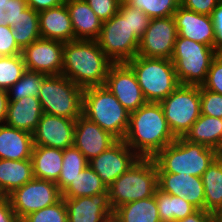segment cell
I'll return each mask as SVG.
<instances>
[{
	"instance_id": "cell-1",
	"label": "cell",
	"mask_w": 222,
	"mask_h": 222,
	"mask_svg": "<svg viewBox=\"0 0 222 222\" xmlns=\"http://www.w3.org/2000/svg\"><path fill=\"white\" fill-rule=\"evenodd\" d=\"M176 139L160 103L147 102L129 114V125L123 140L139 157L153 158Z\"/></svg>"
},
{
	"instance_id": "cell-2",
	"label": "cell",
	"mask_w": 222,
	"mask_h": 222,
	"mask_svg": "<svg viewBox=\"0 0 222 222\" xmlns=\"http://www.w3.org/2000/svg\"><path fill=\"white\" fill-rule=\"evenodd\" d=\"M112 64L96 40L64 43L61 74L83 89L104 85Z\"/></svg>"
},
{
	"instance_id": "cell-3",
	"label": "cell",
	"mask_w": 222,
	"mask_h": 222,
	"mask_svg": "<svg viewBox=\"0 0 222 222\" xmlns=\"http://www.w3.org/2000/svg\"><path fill=\"white\" fill-rule=\"evenodd\" d=\"M220 153L202 144L178 137L154 157L157 173H174L201 177Z\"/></svg>"
},
{
	"instance_id": "cell-4",
	"label": "cell",
	"mask_w": 222,
	"mask_h": 222,
	"mask_svg": "<svg viewBox=\"0 0 222 222\" xmlns=\"http://www.w3.org/2000/svg\"><path fill=\"white\" fill-rule=\"evenodd\" d=\"M129 114L106 86L84 89L82 115L98 124L117 140H123L125 137Z\"/></svg>"
},
{
	"instance_id": "cell-5",
	"label": "cell",
	"mask_w": 222,
	"mask_h": 222,
	"mask_svg": "<svg viewBox=\"0 0 222 222\" xmlns=\"http://www.w3.org/2000/svg\"><path fill=\"white\" fill-rule=\"evenodd\" d=\"M157 188L158 173L154 159L140 157L107 188L112 210L129 202L152 197Z\"/></svg>"
},
{
	"instance_id": "cell-6",
	"label": "cell",
	"mask_w": 222,
	"mask_h": 222,
	"mask_svg": "<svg viewBox=\"0 0 222 222\" xmlns=\"http://www.w3.org/2000/svg\"><path fill=\"white\" fill-rule=\"evenodd\" d=\"M126 64L135 73L147 102L160 103L180 85L171 59L137 55Z\"/></svg>"
},
{
	"instance_id": "cell-7",
	"label": "cell",
	"mask_w": 222,
	"mask_h": 222,
	"mask_svg": "<svg viewBox=\"0 0 222 222\" xmlns=\"http://www.w3.org/2000/svg\"><path fill=\"white\" fill-rule=\"evenodd\" d=\"M217 54L213 47L177 36L171 61L180 84L201 86Z\"/></svg>"
},
{
	"instance_id": "cell-8",
	"label": "cell",
	"mask_w": 222,
	"mask_h": 222,
	"mask_svg": "<svg viewBox=\"0 0 222 222\" xmlns=\"http://www.w3.org/2000/svg\"><path fill=\"white\" fill-rule=\"evenodd\" d=\"M84 89L70 79L47 75L42 82L38 99L45 114L76 120L82 115Z\"/></svg>"
},
{
	"instance_id": "cell-9",
	"label": "cell",
	"mask_w": 222,
	"mask_h": 222,
	"mask_svg": "<svg viewBox=\"0 0 222 222\" xmlns=\"http://www.w3.org/2000/svg\"><path fill=\"white\" fill-rule=\"evenodd\" d=\"M96 41L113 63H126L137 56L140 39L131 31L130 14L120 5L113 17L102 22Z\"/></svg>"
},
{
	"instance_id": "cell-10",
	"label": "cell",
	"mask_w": 222,
	"mask_h": 222,
	"mask_svg": "<svg viewBox=\"0 0 222 222\" xmlns=\"http://www.w3.org/2000/svg\"><path fill=\"white\" fill-rule=\"evenodd\" d=\"M160 104L173 135L184 137L201 116L200 86L180 84Z\"/></svg>"
},
{
	"instance_id": "cell-11",
	"label": "cell",
	"mask_w": 222,
	"mask_h": 222,
	"mask_svg": "<svg viewBox=\"0 0 222 222\" xmlns=\"http://www.w3.org/2000/svg\"><path fill=\"white\" fill-rule=\"evenodd\" d=\"M7 197L15 214L22 220L32 212L58 202L62 192L55 182L33 178Z\"/></svg>"
},
{
	"instance_id": "cell-12",
	"label": "cell",
	"mask_w": 222,
	"mask_h": 222,
	"mask_svg": "<svg viewBox=\"0 0 222 222\" xmlns=\"http://www.w3.org/2000/svg\"><path fill=\"white\" fill-rule=\"evenodd\" d=\"M178 32L173 16L151 18L140 38L137 55L171 59Z\"/></svg>"
},
{
	"instance_id": "cell-13",
	"label": "cell",
	"mask_w": 222,
	"mask_h": 222,
	"mask_svg": "<svg viewBox=\"0 0 222 222\" xmlns=\"http://www.w3.org/2000/svg\"><path fill=\"white\" fill-rule=\"evenodd\" d=\"M104 86L129 113L147 103L135 73L126 63H113L110 66Z\"/></svg>"
},
{
	"instance_id": "cell-14",
	"label": "cell",
	"mask_w": 222,
	"mask_h": 222,
	"mask_svg": "<svg viewBox=\"0 0 222 222\" xmlns=\"http://www.w3.org/2000/svg\"><path fill=\"white\" fill-rule=\"evenodd\" d=\"M139 158L124 140H117L107 150L89 161V166L97 173L108 188Z\"/></svg>"
},
{
	"instance_id": "cell-15",
	"label": "cell",
	"mask_w": 222,
	"mask_h": 222,
	"mask_svg": "<svg viewBox=\"0 0 222 222\" xmlns=\"http://www.w3.org/2000/svg\"><path fill=\"white\" fill-rule=\"evenodd\" d=\"M63 49V42L40 37L22 50L26 69L45 75L61 74Z\"/></svg>"
},
{
	"instance_id": "cell-16",
	"label": "cell",
	"mask_w": 222,
	"mask_h": 222,
	"mask_svg": "<svg viewBox=\"0 0 222 222\" xmlns=\"http://www.w3.org/2000/svg\"><path fill=\"white\" fill-rule=\"evenodd\" d=\"M75 121L43 113L32 133L34 146L66 149L74 145Z\"/></svg>"
},
{
	"instance_id": "cell-17",
	"label": "cell",
	"mask_w": 222,
	"mask_h": 222,
	"mask_svg": "<svg viewBox=\"0 0 222 222\" xmlns=\"http://www.w3.org/2000/svg\"><path fill=\"white\" fill-rule=\"evenodd\" d=\"M117 139L98 124L81 115L75 121L74 146L88 161L99 156Z\"/></svg>"
},
{
	"instance_id": "cell-18",
	"label": "cell",
	"mask_w": 222,
	"mask_h": 222,
	"mask_svg": "<svg viewBox=\"0 0 222 222\" xmlns=\"http://www.w3.org/2000/svg\"><path fill=\"white\" fill-rule=\"evenodd\" d=\"M68 213V222H107L114 215L108 190L91 197L63 198Z\"/></svg>"
},
{
	"instance_id": "cell-19",
	"label": "cell",
	"mask_w": 222,
	"mask_h": 222,
	"mask_svg": "<svg viewBox=\"0 0 222 222\" xmlns=\"http://www.w3.org/2000/svg\"><path fill=\"white\" fill-rule=\"evenodd\" d=\"M158 188L165 193L185 198L197 209L205 210V190L201 177L158 173Z\"/></svg>"
},
{
	"instance_id": "cell-20",
	"label": "cell",
	"mask_w": 222,
	"mask_h": 222,
	"mask_svg": "<svg viewBox=\"0 0 222 222\" xmlns=\"http://www.w3.org/2000/svg\"><path fill=\"white\" fill-rule=\"evenodd\" d=\"M173 18L179 37L213 47L214 27L211 16L196 13L180 5Z\"/></svg>"
},
{
	"instance_id": "cell-21",
	"label": "cell",
	"mask_w": 222,
	"mask_h": 222,
	"mask_svg": "<svg viewBox=\"0 0 222 222\" xmlns=\"http://www.w3.org/2000/svg\"><path fill=\"white\" fill-rule=\"evenodd\" d=\"M41 38L63 43L74 40V30L69 11L64 3L61 6L38 12Z\"/></svg>"
},
{
	"instance_id": "cell-22",
	"label": "cell",
	"mask_w": 222,
	"mask_h": 222,
	"mask_svg": "<svg viewBox=\"0 0 222 222\" xmlns=\"http://www.w3.org/2000/svg\"><path fill=\"white\" fill-rule=\"evenodd\" d=\"M43 113L38 97L27 96L9 101L5 124L33 133Z\"/></svg>"
},
{
	"instance_id": "cell-23",
	"label": "cell",
	"mask_w": 222,
	"mask_h": 222,
	"mask_svg": "<svg viewBox=\"0 0 222 222\" xmlns=\"http://www.w3.org/2000/svg\"><path fill=\"white\" fill-rule=\"evenodd\" d=\"M33 147L32 133L6 124L0 126V159H31Z\"/></svg>"
},
{
	"instance_id": "cell-24",
	"label": "cell",
	"mask_w": 222,
	"mask_h": 222,
	"mask_svg": "<svg viewBox=\"0 0 222 222\" xmlns=\"http://www.w3.org/2000/svg\"><path fill=\"white\" fill-rule=\"evenodd\" d=\"M70 14L75 39L96 40L102 28V21L85 0L65 2Z\"/></svg>"
},
{
	"instance_id": "cell-25",
	"label": "cell",
	"mask_w": 222,
	"mask_h": 222,
	"mask_svg": "<svg viewBox=\"0 0 222 222\" xmlns=\"http://www.w3.org/2000/svg\"><path fill=\"white\" fill-rule=\"evenodd\" d=\"M31 161L34 178L58 182L63 167L62 149L34 146Z\"/></svg>"
},
{
	"instance_id": "cell-26",
	"label": "cell",
	"mask_w": 222,
	"mask_h": 222,
	"mask_svg": "<svg viewBox=\"0 0 222 222\" xmlns=\"http://www.w3.org/2000/svg\"><path fill=\"white\" fill-rule=\"evenodd\" d=\"M33 178L31 159H0V196L7 197Z\"/></svg>"
},
{
	"instance_id": "cell-27",
	"label": "cell",
	"mask_w": 222,
	"mask_h": 222,
	"mask_svg": "<svg viewBox=\"0 0 222 222\" xmlns=\"http://www.w3.org/2000/svg\"><path fill=\"white\" fill-rule=\"evenodd\" d=\"M183 138L188 142L213 148L222 154V119L201 115Z\"/></svg>"
},
{
	"instance_id": "cell-28",
	"label": "cell",
	"mask_w": 222,
	"mask_h": 222,
	"mask_svg": "<svg viewBox=\"0 0 222 222\" xmlns=\"http://www.w3.org/2000/svg\"><path fill=\"white\" fill-rule=\"evenodd\" d=\"M114 216L121 222H161L155 195L118 207Z\"/></svg>"
},
{
	"instance_id": "cell-29",
	"label": "cell",
	"mask_w": 222,
	"mask_h": 222,
	"mask_svg": "<svg viewBox=\"0 0 222 222\" xmlns=\"http://www.w3.org/2000/svg\"><path fill=\"white\" fill-rule=\"evenodd\" d=\"M155 198L161 222L181 220L197 210L185 198L165 193L159 188L155 192Z\"/></svg>"
},
{
	"instance_id": "cell-30",
	"label": "cell",
	"mask_w": 222,
	"mask_h": 222,
	"mask_svg": "<svg viewBox=\"0 0 222 222\" xmlns=\"http://www.w3.org/2000/svg\"><path fill=\"white\" fill-rule=\"evenodd\" d=\"M205 190V210L213 212L222 202V154L201 176Z\"/></svg>"
},
{
	"instance_id": "cell-31",
	"label": "cell",
	"mask_w": 222,
	"mask_h": 222,
	"mask_svg": "<svg viewBox=\"0 0 222 222\" xmlns=\"http://www.w3.org/2000/svg\"><path fill=\"white\" fill-rule=\"evenodd\" d=\"M107 191L97 173L87 166L73 182L62 192V198L91 197Z\"/></svg>"
},
{
	"instance_id": "cell-32",
	"label": "cell",
	"mask_w": 222,
	"mask_h": 222,
	"mask_svg": "<svg viewBox=\"0 0 222 222\" xmlns=\"http://www.w3.org/2000/svg\"><path fill=\"white\" fill-rule=\"evenodd\" d=\"M12 34L17 45L23 50L41 37L38 12L29 6L12 27Z\"/></svg>"
},
{
	"instance_id": "cell-33",
	"label": "cell",
	"mask_w": 222,
	"mask_h": 222,
	"mask_svg": "<svg viewBox=\"0 0 222 222\" xmlns=\"http://www.w3.org/2000/svg\"><path fill=\"white\" fill-rule=\"evenodd\" d=\"M89 161L73 145L63 150V167L56 183L63 192L73 180L87 167Z\"/></svg>"
},
{
	"instance_id": "cell-34",
	"label": "cell",
	"mask_w": 222,
	"mask_h": 222,
	"mask_svg": "<svg viewBox=\"0 0 222 222\" xmlns=\"http://www.w3.org/2000/svg\"><path fill=\"white\" fill-rule=\"evenodd\" d=\"M47 75L26 70L23 76L7 90L9 101L20 100L23 97H38L43 79Z\"/></svg>"
},
{
	"instance_id": "cell-35",
	"label": "cell",
	"mask_w": 222,
	"mask_h": 222,
	"mask_svg": "<svg viewBox=\"0 0 222 222\" xmlns=\"http://www.w3.org/2000/svg\"><path fill=\"white\" fill-rule=\"evenodd\" d=\"M22 54L0 56V89L8 90L26 71Z\"/></svg>"
},
{
	"instance_id": "cell-36",
	"label": "cell",
	"mask_w": 222,
	"mask_h": 222,
	"mask_svg": "<svg viewBox=\"0 0 222 222\" xmlns=\"http://www.w3.org/2000/svg\"><path fill=\"white\" fill-rule=\"evenodd\" d=\"M128 4L140 9L149 18H161L173 16L180 0H130Z\"/></svg>"
},
{
	"instance_id": "cell-37",
	"label": "cell",
	"mask_w": 222,
	"mask_h": 222,
	"mask_svg": "<svg viewBox=\"0 0 222 222\" xmlns=\"http://www.w3.org/2000/svg\"><path fill=\"white\" fill-rule=\"evenodd\" d=\"M21 222H68L64 199L61 198L53 205L28 214Z\"/></svg>"
},
{
	"instance_id": "cell-38",
	"label": "cell",
	"mask_w": 222,
	"mask_h": 222,
	"mask_svg": "<svg viewBox=\"0 0 222 222\" xmlns=\"http://www.w3.org/2000/svg\"><path fill=\"white\" fill-rule=\"evenodd\" d=\"M28 7L26 0H6L0 2V25L13 27Z\"/></svg>"
},
{
	"instance_id": "cell-39",
	"label": "cell",
	"mask_w": 222,
	"mask_h": 222,
	"mask_svg": "<svg viewBox=\"0 0 222 222\" xmlns=\"http://www.w3.org/2000/svg\"><path fill=\"white\" fill-rule=\"evenodd\" d=\"M200 108L201 115L222 119V95L200 86Z\"/></svg>"
},
{
	"instance_id": "cell-40",
	"label": "cell",
	"mask_w": 222,
	"mask_h": 222,
	"mask_svg": "<svg viewBox=\"0 0 222 222\" xmlns=\"http://www.w3.org/2000/svg\"><path fill=\"white\" fill-rule=\"evenodd\" d=\"M201 86L222 95V53H218L212 60L206 80Z\"/></svg>"
},
{
	"instance_id": "cell-41",
	"label": "cell",
	"mask_w": 222,
	"mask_h": 222,
	"mask_svg": "<svg viewBox=\"0 0 222 222\" xmlns=\"http://www.w3.org/2000/svg\"><path fill=\"white\" fill-rule=\"evenodd\" d=\"M130 14L131 31L140 39L149 25V18L143 11L128 3L120 4Z\"/></svg>"
},
{
	"instance_id": "cell-42",
	"label": "cell",
	"mask_w": 222,
	"mask_h": 222,
	"mask_svg": "<svg viewBox=\"0 0 222 222\" xmlns=\"http://www.w3.org/2000/svg\"><path fill=\"white\" fill-rule=\"evenodd\" d=\"M98 18L105 22L113 17L118 11L120 3L118 0H85Z\"/></svg>"
},
{
	"instance_id": "cell-43",
	"label": "cell",
	"mask_w": 222,
	"mask_h": 222,
	"mask_svg": "<svg viewBox=\"0 0 222 222\" xmlns=\"http://www.w3.org/2000/svg\"><path fill=\"white\" fill-rule=\"evenodd\" d=\"M22 54V49L17 45L12 27L0 25V56H16Z\"/></svg>"
},
{
	"instance_id": "cell-44",
	"label": "cell",
	"mask_w": 222,
	"mask_h": 222,
	"mask_svg": "<svg viewBox=\"0 0 222 222\" xmlns=\"http://www.w3.org/2000/svg\"><path fill=\"white\" fill-rule=\"evenodd\" d=\"M218 4V0H180V5L184 8L208 16Z\"/></svg>"
},
{
	"instance_id": "cell-45",
	"label": "cell",
	"mask_w": 222,
	"mask_h": 222,
	"mask_svg": "<svg viewBox=\"0 0 222 222\" xmlns=\"http://www.w3.org/2000/svg\"><path fill=\"white\" fill-rule=\"evenodd\" d=\"M210 16L214 27L213 48L218 53H222V3L216 6Z\"/></svg>"
},
{
	"instance_id": "cell-46",
	"label": "cell",
	"mask_w": 222,
	"mask_h": 222,
	"mask_svg": "<svg viewBox=\"0 0 222 222\" xmlns=\"http://www.w3.org/2000/svg\"><path fill=\"white\" fill-rule=\"evenodd\" d=\"M0 222H21L8 197L0 196Z\"/></svg>"
},
{
	"instance_id": "cell-47",
	"label": "cell",
	"mask_w": 222,
	"mask_h": 222,
	"mask_svg": "<svg viewBox=\"0 0 222 222\" xmlns=\"http://www.w3.org/2000/svg\"><path fill=\"white\" fill-rule=\"evenodd\" d=\"M27 5L35 10L41 12L50 8L61 6L65 3L64 0H26Z\"/></svg>"
},
{
	"instance_id": "cell-48",
	"label": "cell",
	"mask_w": 222,
	"mask_h": 222,
	"mask_svg": "<svg viewBox=\"0 0 222 222\" xmlns=\"http://www.w3.org/2000/svg\"><path fill=\"white\" fill-rule=\"evenodd\" d=\"M174 222H213L212 213L206 210L197 209L194 213L184 219Z\"/></svg>"
},
{
	"instance_id": "cell-49",
	"label": "cell",
	"mask_w": 222,
	"mask_h": 222,
	"mask_svg": "<svg viewBox=\"0 0 222 222\" xmlns=\"http://www.w3.org/2000/svg\"><path fill=\"white\" fill-rule=\"evenodd\" d=\"M9 98L7 91L0 89V126L5 124L7 118Z\"/></svg>"
},
{
	"instance_id": "cell-50",
	"label": "cell",
	"mask_w": 222,
	"mask_h": 222,
	"mask_svg": "<svg viewBox=\"0 0 222 222\" xmlns=\"http://www.w3.org/2000/svg\"><path fill=\"white\" fill-rule=\"evenodd\" d=\"M213 222H222V202L220 205L212 212Z\"/></svg>"
},
{
	"instance_id": "cell-51",
	"label": "cell",
	"mask_w": 222,
	"mask_h": 222,
	"mask_svg": "<svg viewBox=\"0 0 222 222\" xmlns=\"http://www.w3.org/2000/svg\"><path fill=\"white\" fill-rule=\"evenodd\" d=\"M107 222H121L114 215L110 216Z\"/></svg>"
},
{
	"instance_id": "cell-52",
	"label": "cell",
	"mask_w": 222,
	"mask_h": 222,
	"mask_svg": "<svg viewBox=\"0 0 222 222\" xmlns=\"http://www.w3.org/2000/svg\"><path fill=\"white\" fill-rule=\"evenodd\" d=\"M120 4L128 3L130 0H118Z\"/></svg>"
}]
</instances>
